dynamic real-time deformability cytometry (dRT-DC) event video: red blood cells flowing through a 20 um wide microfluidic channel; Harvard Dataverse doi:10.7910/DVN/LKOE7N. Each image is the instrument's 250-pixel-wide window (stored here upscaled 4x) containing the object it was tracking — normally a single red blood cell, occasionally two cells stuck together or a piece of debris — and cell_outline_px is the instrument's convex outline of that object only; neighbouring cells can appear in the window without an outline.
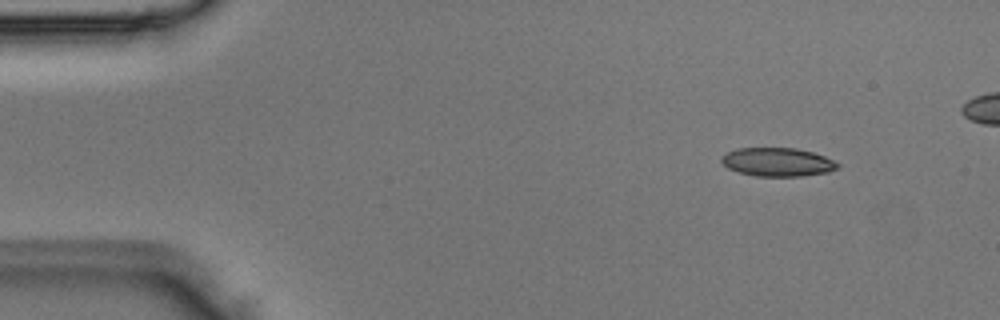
{"species": "Egyptian fruit bat (a non-hibernating species)", "species_latin": "Rousettus aegyptiacus", "temperature_condition": "room temperature", "stored_images_in_passage": 4, "camera_frame_rate_fps": 3000, "um_per_image_px": 0.085, "animal": {"sex": "male"}, "frame": {"image": 1, "passage_image": 2, "time_ms": 0.333, "image_size_px": [1000, 320], "cell_outline_px": [[840, 168], [828, 172], [804, 176], [756, 176], [740, 172], [728, 168], [720, 160], [720, 156], [736, 148], [796, 148], [812, 152], [824, 156], [840, 164]], "centroid_in_image_um": [66.1, 13.77], "position_along_channel_um": 18.9, "area_um2": 19.36}}